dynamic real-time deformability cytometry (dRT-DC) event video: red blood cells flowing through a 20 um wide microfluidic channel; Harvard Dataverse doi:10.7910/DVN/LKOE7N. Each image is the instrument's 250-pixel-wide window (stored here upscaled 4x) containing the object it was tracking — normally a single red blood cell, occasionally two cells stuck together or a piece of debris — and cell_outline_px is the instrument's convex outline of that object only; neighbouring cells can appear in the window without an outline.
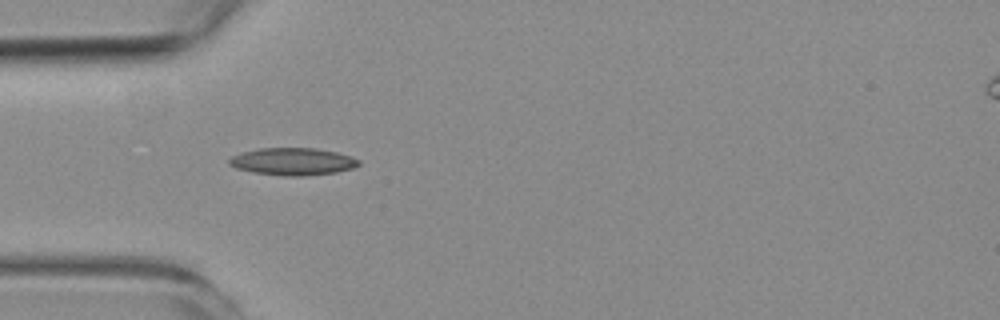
{"species": "common noctule bat (a hibernating species)", "species_latin": "Nyctalus noctula", "temperature_condition": "room temperature", "stored_images_in_passage": 4, "camera_frame_rate_fps": 3000, "um_per_image_px": 0.085, "animal": {"sex": "female", "body_mass_g": 19.3, "forearm_length_mm": 54.1}, "frame": {"image": 1, "passage_image": 3, "time_ms": 3.333, "image_size_px": [1000, 320], "cell_outline_px": [[360, 164], [352, 168], [336, 172], [304, 176], [284, 176], [256, 172], [236, 168], [228, 164], [228, 160], [232, 156], [244, 152], [260, 148], [316, 148], [336, 152], [352, 156], [360, 160]], "centroid_in_image_um": [24.91, 13.73], "position_along_channel_um": 60.1, "area_um2": 20.52}}
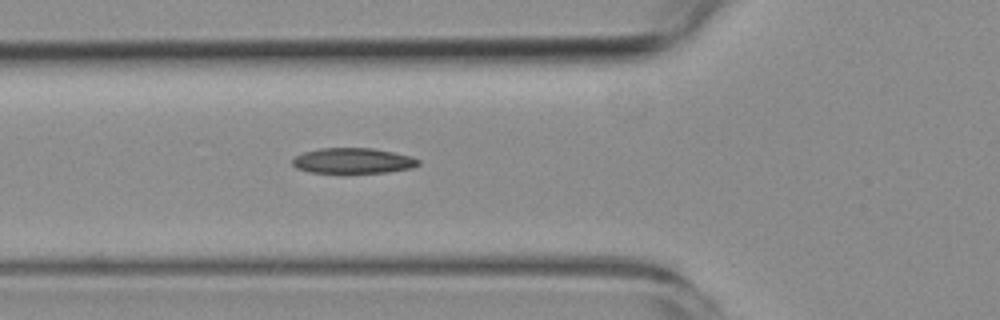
{"frame": {"image": 2, "passage_image": 4, "time_ms": 4.333, "image_size_px": [1000, 320], "cell_outline_px": [[420, 164], [412, 168], [388, 172], [308, 172], [296, 168], [292, 164], [292, 160], [296, 156], [304, 152], [320, 148], [372, 148], [412, 156], [420, 160]], "centroid_in_image_um": [30.02, 13.66], "position_along_channel_um": 95.8, "area_um2": 18.55}}